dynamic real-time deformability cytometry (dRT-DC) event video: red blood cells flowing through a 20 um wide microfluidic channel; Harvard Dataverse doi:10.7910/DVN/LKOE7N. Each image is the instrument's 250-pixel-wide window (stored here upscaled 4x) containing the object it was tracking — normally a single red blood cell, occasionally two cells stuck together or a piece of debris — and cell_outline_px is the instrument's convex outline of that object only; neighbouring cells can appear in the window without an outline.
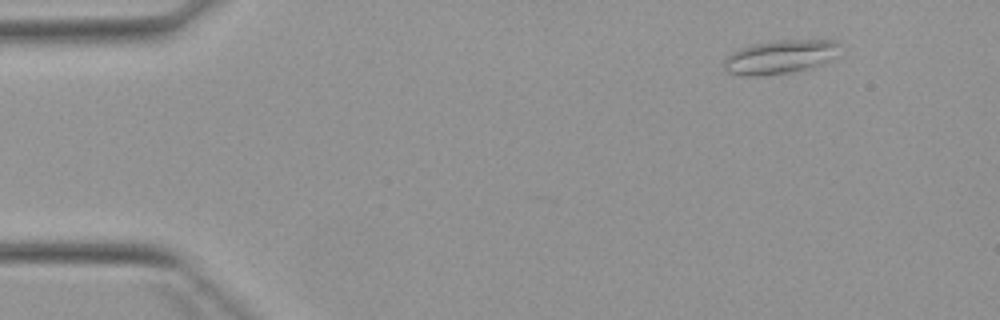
{"species": "Egyptian fruit bat (a non-hibernating species)", "species_latin": "Rousettus aegyptiacus", "temperature_condition": "warm", "stored_images_in_passage": 2, "camera_frame_rate_fps": 3000, "um_per_image_px": 0.085, "animal": {"sex": "female"}, "frame": {"image": 1, "passage_image": 2, "time_ms": 5.0, "image_size_px": [1000, 320], "cell_outline_px": [[840, 44], [836, 56], [824, 64], [812, 68], [796, 72], [760, 76], [744, 76], [728, 72], [724, 68], [724, 60], [732, 52], [740, 48], [752, 44], [776, 40], [836, 40]], "centroid_in_image_um": [66.34, 4.85], "position_along_channel_um": 18.7, "area_um2": 23.12}}